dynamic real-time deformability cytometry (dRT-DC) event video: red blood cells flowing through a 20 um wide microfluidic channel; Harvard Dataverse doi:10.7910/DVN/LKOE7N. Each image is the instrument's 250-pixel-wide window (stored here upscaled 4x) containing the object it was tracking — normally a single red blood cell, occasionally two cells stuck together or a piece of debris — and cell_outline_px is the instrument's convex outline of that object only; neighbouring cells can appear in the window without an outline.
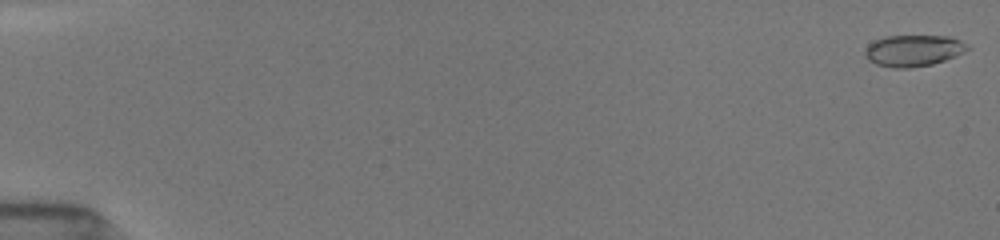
{"species": "common noctule bat (a hibernating species)", "species_latin": "Nyctalus noctula", "temperature_condition": "room temperature", "stored_images_in_passage": 33, "camera_frame_rate_fps": 3000, "um_per_image_px": 0.085, "animal": {"sex": "female", "body_mass_g": 19.5, "forearm_length_mm": 54.1}, "frame": {"image": 1, "passage_image": 1, "time_ms": 0.0, "image_size_px": [1000, 240], "cell_outline_px": [[972, 48], [956, 56], [932, 64], [908, 68], [896, 68], [876, 64], [868, 60], [864, 52], [864, 48], [868, 44], [884, 36], [948, 36], [960, 40], [968, 44]], "centroid_in_image_um": [77.65, 4.29], "position_along_channel_um": 7.4, "area_um2": 18.84}}
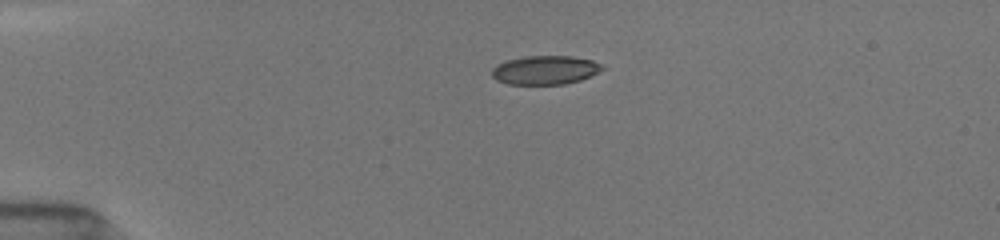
{"frame": {"image": 2, "passage_image": 23, "time_ms": 4.0, "image_size_px": [1000, 240], "cell_outline_px": [[604, 68], [580, 80], [564, 84], [508, 84], [496, 80], [492, 76], [492, 68], [496, 64], [508, 60], [528, 56], [572, 56], [592, 60], [604, 64]], "centroid_in_image_um": [46.32, 5.95], "position_along_channel_um": 38.7, "area_um2": 18.44}}